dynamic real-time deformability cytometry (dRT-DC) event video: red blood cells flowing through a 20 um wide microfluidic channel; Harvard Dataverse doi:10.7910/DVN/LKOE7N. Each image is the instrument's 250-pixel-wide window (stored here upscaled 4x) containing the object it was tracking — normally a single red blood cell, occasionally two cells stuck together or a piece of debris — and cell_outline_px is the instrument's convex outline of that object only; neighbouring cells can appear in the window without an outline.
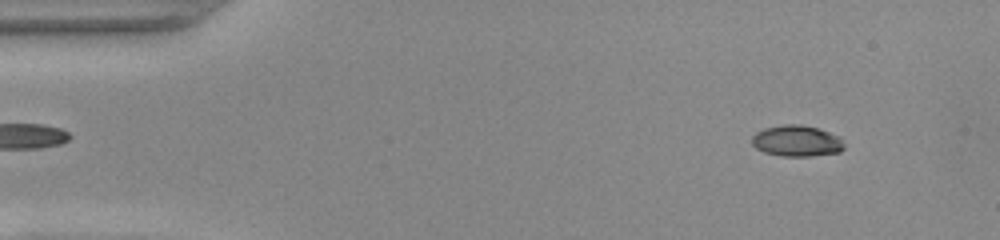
{"species": "common noctule bat (a hibernating species)", "species_latin": "Nyctalus noctula", "temperature_condition": "warm", "stored_images_in_passage": 52, "camera_frame_rate_fps": 3000, "um_per_image_px": 0.085, "animal": {"sex": "female", "body_mass_g": 22.0, "forearm_length_mm": 56.7}, "frame": {"image": 1, "passage_image": 5, "time_ms": 1.333, "image_size_px": [1000, 240], "cell_outline_px": [[844, 148], [840, 152], [812, 156], [780, 156], [764, 152], [756, 148], [752, 144], [752, 136], [756, 132], [764, 128], [784, 124], [800, 124], [816, 128], [840, 136], [844, 144]], "centroid_in_image_um": [67.72, 11.98], "position_along_channel_um": 17.3, "area_um2": 16.82}}
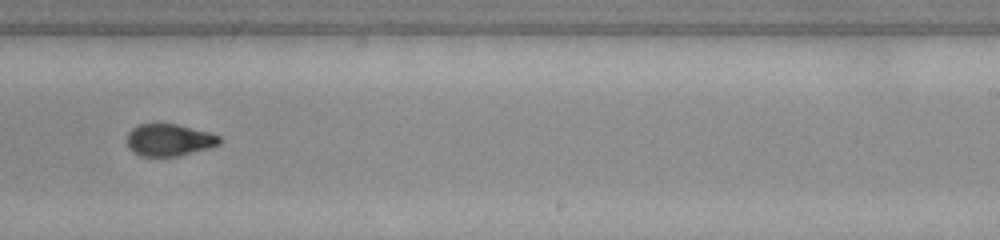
{"frame": {"image": 2, "passage_image": 32, "time_ms": 10.333, "image_size_px": [1000, 240], "cell_outline_px": [[220, 144], [208, 148], [176, 156], [140, 156], [132, 152], [128, 148], [128, 132], [132, 128], [140, 124], [176, 124], [208, 132], [220, 136]], "centroid_in_image_um": [14.35, 11.9], "position_along_channel_um": 274.7, "area_um2": 17.11}}
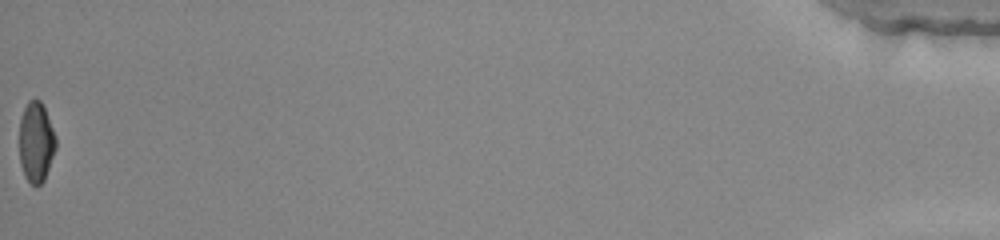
{"frame": {"image": 3, "passage_image": 52, "time_ms": 17.0, "image_size_px": [1000, 240], "cell_outline_px": [[56, 148], [44, 180], [36, 188], [24, 176], [20, 164], [20, 116], [28, 100], [40, 100], [44, 108], [56, 136]], "centroid_in_image_um": [3.06, 12.1], "position_along_channel_um": 432.1, "area_um2": 17.05}, "authors_computed_cell_mechanics": {"area_um2": 17.9758, "velocity_mm_per_s": 3.9335, "shape_relaxation_time_tau1_ms": 6.0363, "shape_relaxation_time_tau2_ms": 1.1367, "deformation_change_tau1": 0.2268, "deformation_change_tau2": 0.0627}}